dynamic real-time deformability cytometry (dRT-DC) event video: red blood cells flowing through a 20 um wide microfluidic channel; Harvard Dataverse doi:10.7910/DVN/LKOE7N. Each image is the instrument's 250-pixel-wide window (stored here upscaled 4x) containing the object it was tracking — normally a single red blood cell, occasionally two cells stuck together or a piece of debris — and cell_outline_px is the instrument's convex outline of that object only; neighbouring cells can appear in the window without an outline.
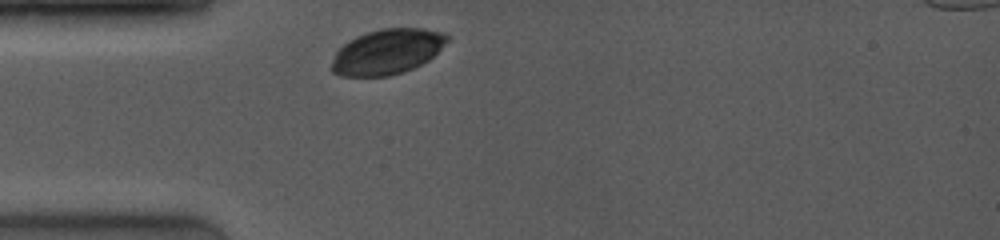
{"species": "common noctule bat (a hibernating species)", "species_latin": "Nyctalus noctula", "temperature_condition": "room temperature", "stored_images_in_passage": 2, "camera_frame_rate_fps": 4000, "um_per_image_px": 0.085, "animal": {"sex": "female", "body_mass_g": 19.0, "forearm_length_mm": 53.3}, "frame": {"image": 1, "passage_image": 1, "time_ms": 0.0, "image_size_px": [1000, 240], "cell_outline_px": [[448, 40], [428, 60], [412, 68], [388, 76], [340, 76], [332, 72], [332, 60], [336, 52], [348, 40], [356, 36], [380, 28], [424, 28], [444, 32], [448, 36]], "centroid_in_image_um": [32.89, 4.38], "position_along_channel_um": 52.1, "area_um2": 30.17}}